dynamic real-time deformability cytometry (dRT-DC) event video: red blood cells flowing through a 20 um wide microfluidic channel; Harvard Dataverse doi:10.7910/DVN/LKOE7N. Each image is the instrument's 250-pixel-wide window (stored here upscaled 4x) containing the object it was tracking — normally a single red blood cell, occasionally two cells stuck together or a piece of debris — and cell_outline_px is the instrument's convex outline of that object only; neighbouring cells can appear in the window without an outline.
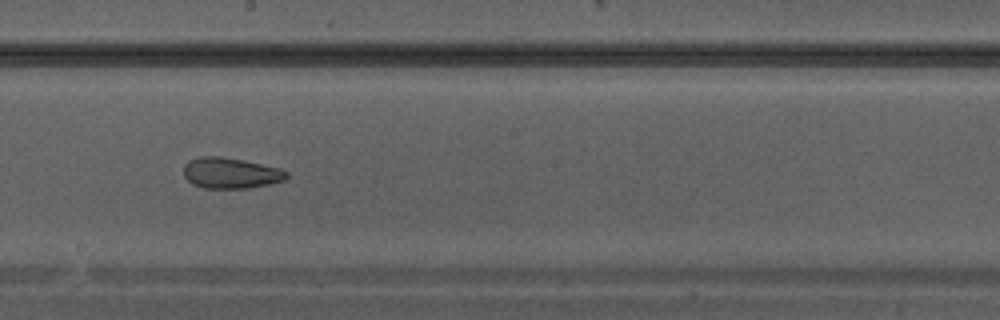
{"species": "Egyptian fruit bat (a non-hibernating species)", "species_latin": "Rousettus aegyptiacus", "temperature_condition": "warm", "stored_images_in_passage": 28, "camera_frame_rate_fps": 3000, "um_per_image_px": 0.085, "animal": {"sex": "male"}, "frame": {"image": 1, "passage_image": 13, "time_ms": 4.0, "image_size_px": [1000, 320], "cell_outline_px": [[288, 176], [284, 180], [268, 184], [248, 188], [204, 188], [192, 184], [184, 176], [184, 164], [188, 160], [200, 156], [220, 156], [244, 160], [280, 168], [288, 172]], "centroid_in_image_um": [19.58, 14.7], "position_along_channel_um": 228.6, "area_um2": 18.55}}